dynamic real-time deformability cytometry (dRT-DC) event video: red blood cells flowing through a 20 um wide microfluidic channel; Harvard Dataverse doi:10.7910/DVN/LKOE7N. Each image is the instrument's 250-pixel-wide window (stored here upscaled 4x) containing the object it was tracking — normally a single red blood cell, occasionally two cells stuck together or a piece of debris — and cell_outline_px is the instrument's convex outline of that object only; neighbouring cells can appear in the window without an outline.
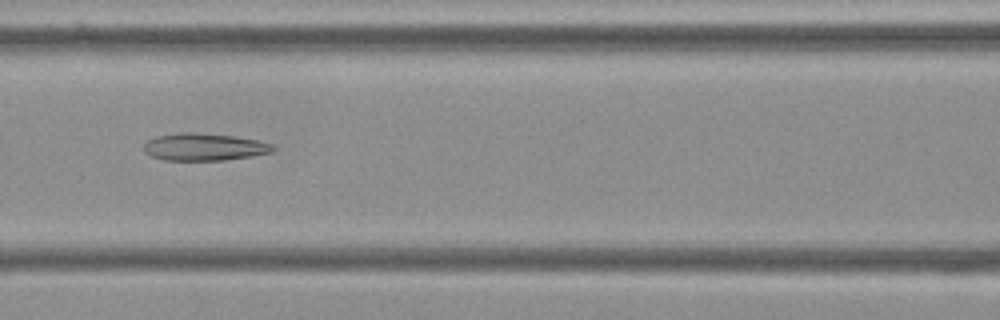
{"species": "Egyptian fruit bat (a non-hibernating species)", "species_latin": "Rousettus aegyptiacus", "temperature_condition": "cold", "stored_images_in_passage": 55, "camera_frame_rate_fps": 3000, "um_per_image_px": 0.085, "frame": {"image": 1, "passage_image": 24, "time_ms": 7.667, "image_size_px": [1000, 320], "cell_outline_px": [[276, 148], [272, 152], [224, 160], [164, 160], [148, 156], [144, 152], [144, 144], [148, 140], [156, 136], [180, 132], [192, 132], [232, 136], [260, 140], [272, 144]], "centroid_in_image_um": [17.32, 12.49], "position_along_channel_um": 149.3, "area_um2": 20.58}}
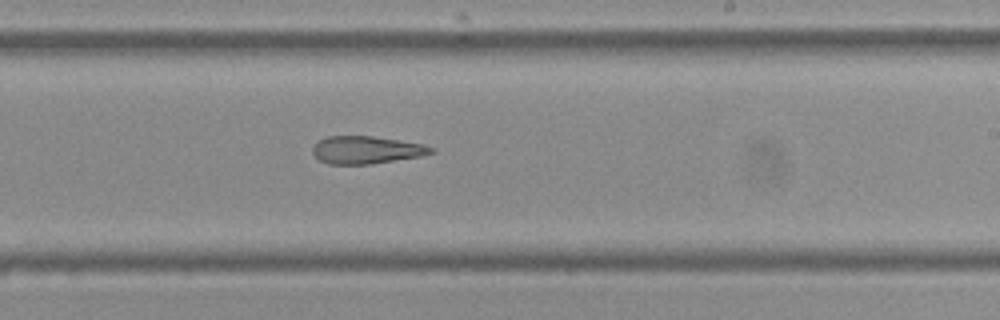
{"frame": {"image": 2, "passage_image": 33, "time_ms": 10.667, "image_size_px": [1000, 320], "cell_outline_px": [[436, 152], [420, 156], [372, 164], [328, 164], [320, 160], [312, 152], [312, 148], [320, 140], [328, 136], [372, 136], [424, 144], [436, 148]], "centroid_in_image_um": [31.18, 12.74], "position_along_channel_um": 257.8, "area_um2": 19.02}}
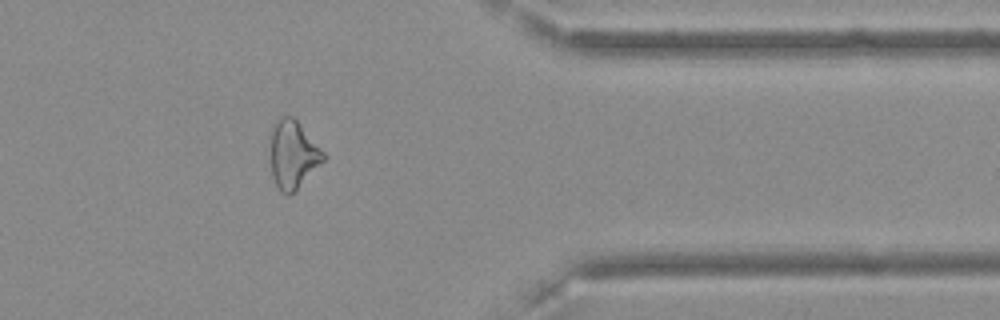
{"frame": {"image": 3, "passage_image": 45, "time_ms": 14.667, "image_size_px": [1000, 320], "cell_outline_px": [[328, 156], [288, 196], [280, 192], [272, 176], [268, 140], [272, 124], [280, 116], [292, 116], [296, 120]], "centroid_in_image_um": [24.84, 13.09], "position_along_channel_um": 386.6, "area_um2": 21.15}}